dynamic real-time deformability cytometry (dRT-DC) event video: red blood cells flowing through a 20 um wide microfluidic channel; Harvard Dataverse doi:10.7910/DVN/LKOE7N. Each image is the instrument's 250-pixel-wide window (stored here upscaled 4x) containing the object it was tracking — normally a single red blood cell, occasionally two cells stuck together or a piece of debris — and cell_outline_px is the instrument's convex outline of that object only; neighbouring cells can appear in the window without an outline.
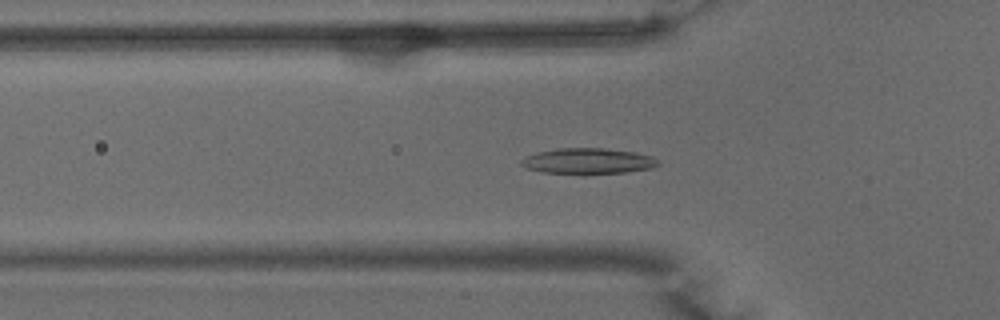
{"species": "common noctule bat (a hibernating species)", "species_latin": "Nyctalus noctula", "temperature_condition": "warm", "stored_images_in_passage": 51, "camera_frame_rate_fps": 3000, "um_per_image_px": 0.085, "animal": {"sex": "male", "body_mass_g": 15.6}, "frame": {"image": 1, "passage_image": 17, "time_ms": 5.333, "image_size_px": [1000, 320], "cell_outline_px": [[660, 164], [652, 168], [624, 172], [584, 176], [544, 172], [524, 168], [520, 164], [520, 160], [524, 156], [556, 148], [604, 148], [636, 152], [652, 156]], "centroid_in_image_um": [49.94, 13.72], "position_along_channel_um": 75.9, "area_um2": 21.15}}
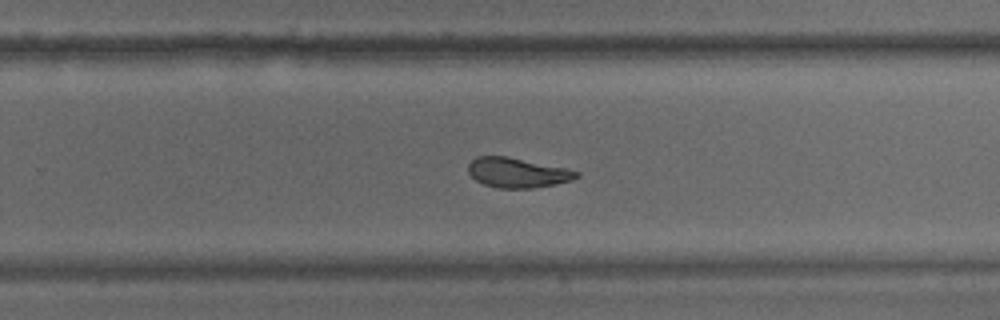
{"frame": {"image": 2, "passage_image": 33, "time_ms": 10.667, "image_size_px": [1000, 320], "cell_outline_px": [[580, 176], [572, 180], [556, 184], [532, 188], [500, 188], [484, 184], [476, 180], [468, 172], [468, 164], [476, 156], [508, 156], [564, 168], [580, 172]], "centroid_in_image_um": [43.97, 14.67], "position_along_channel_um": 285.8, "area_um2": 18.73}}
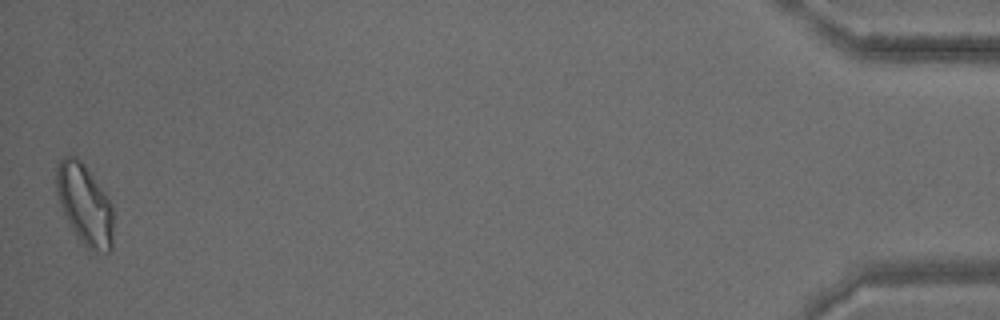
{"frame": {"image": 3, "passage_image": 51, "time_ms": 16.667, "image_size_px": [1000, 320], "cell_outline_px": [[112, 248], [108, 252], [104, 252], [88, 248], [80, 240], [68, 224], [60, 204], [56, 192], [56, 168], [60, 160], [64, 156], [76, 156], [84, 164], [104, 192], [112, 204]], "centroid_in_image_um": [7.18, 17.36], "position_along_channel_um": 428.0, "area_um2": 26.47}, "authors_computed_cell_mechanics": {"area_um2": 20.1722, "velocity_mm_per_s": 3.9237, "shape_relaxation_time_tau1_ms": 6.8875, "shape_relaxation_time_tau2_ms": 2.2892, "deformation_change_tau1": 0.17, "deformation_change_tau2": 0.0945}}